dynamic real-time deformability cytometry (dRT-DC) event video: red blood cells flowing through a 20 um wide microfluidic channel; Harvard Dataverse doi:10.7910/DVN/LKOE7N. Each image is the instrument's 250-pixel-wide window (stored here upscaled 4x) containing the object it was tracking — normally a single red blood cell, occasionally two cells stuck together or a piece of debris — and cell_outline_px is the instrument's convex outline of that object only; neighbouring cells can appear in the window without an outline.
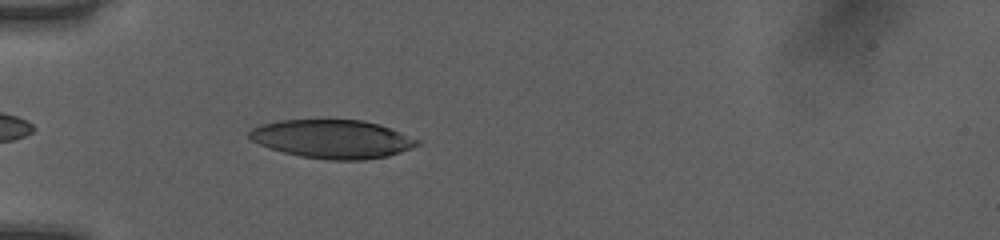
{"species": "human", "species_latin": "Homo sapiens", "temperature_condition": "room temperature", "stored_images_in_passage": 37, "camera_frame_rate_fps": 3000, "um_per_image_px": 0.085, "donor": {"sex": "female"}, "frame": {"image": 1, "passage_image": 3, "time_ms": 0.667, "image_size_px": [1000, 240], "cell_outline_px": [[420, 144], [400, 152], [388, 156], [364, 160], [332, 160], [300, 156], [268, 148], [252, 140], [248, 136], [248, 132], [252, 128], [260, 124], [280, 120], [364, 120], [400, 132], [420, 140]], "centroid_in_image_um": [28.23, 11.82], "position_along_channel_um": 56.8, "area_um2": 37.51}}
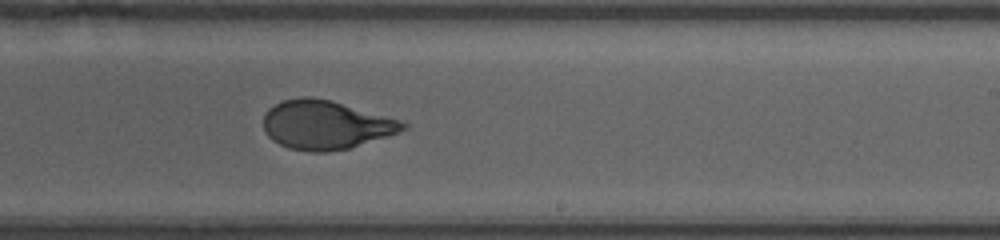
{"frame": {"image": 2, "passage_image": 19, "time_ms": 6.0, "image_size_px": [1000, 240], "cell_outline_px": [[408, 128], [400, 132], [388, 136], [348, 148], [324, 152], [312, 152], [288, 148], [272, 140], [268, 136], [264, 128], [264, 116], [268, 108], [284, 100], [300, 96], [312, 96], [332, 100], [400, 120], [408, 124]], "centroid_in_image_um": [27.68, 10.6], "position_along_channel_um": 261.3, "area_um2": 39.65}}
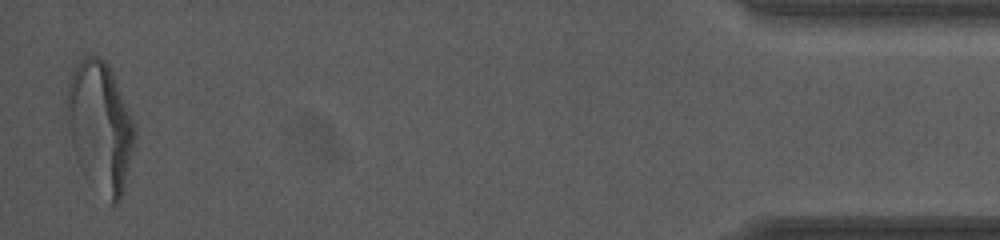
{"frame": {"image": 3, "passage_image": 37, "time_ms": 12.0, "image_size_px": [1000, 240], "cell_outline_px": [[136, 132], [124, 192], [120, 200], [116, 204], [112, 204], [88, 184], [76, 160], [72, 148], [64, 116], [64, 100], [68, 84], [72, 72], [76, 64], [84, 52], [100, 56], [108, 64], [112, 72], [132, 120]], "centroid_in_image_um": [8.44, 10.77], "position_along_channel_um": 426.8, "area_um2": 52.66}, "authors_computed_cell_mechanics": {"area_um2": 39.7086, "velocity_mm_per_s": 4.0592, "shape_relaxation_time_tau1_ms": 6.8598, "shape_relaxation_time_tau2_ms": null, "deformation_change_tau1": 0.2627, "deformation_change_tau2": null}}